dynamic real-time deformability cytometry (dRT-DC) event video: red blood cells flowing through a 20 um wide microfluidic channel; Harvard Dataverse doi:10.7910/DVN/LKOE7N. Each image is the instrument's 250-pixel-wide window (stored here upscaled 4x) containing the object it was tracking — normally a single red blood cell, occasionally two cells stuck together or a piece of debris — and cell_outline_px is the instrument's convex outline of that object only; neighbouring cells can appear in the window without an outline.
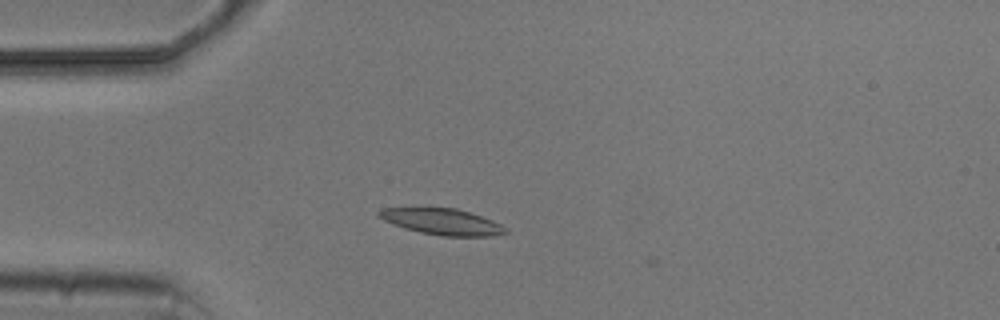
{"species": "common noctule bat (a hibernating species)", "species_latin": "Nyctalus noctula", "temperature_condition": "cold", "stored_images_in_passage": 3, "camera_frame_rate_fps": 3000, "um_per_image_px": 0.085, "animal": {"sex": "male", "body_mass_g": 20.5, "forearm_length_mm": 52.5}, "frame": {"image": 1, "passage_image": 1, "time_ms": 0.0, "image_size_px": [1000, 320], "cell_outline_px": [[508, 232], [492, 236], [440, 236], [420, 232], [404, 228], [384, 220], [376, 216], [376, 212], [380, 208], [412, 204], [424, 204], [456, 208], [492, 220], [508, 228]], "centroid_in_image_um": [37.43, 18.76], "position_along_channel_um": 47.6, "area_um2": 20.52}}
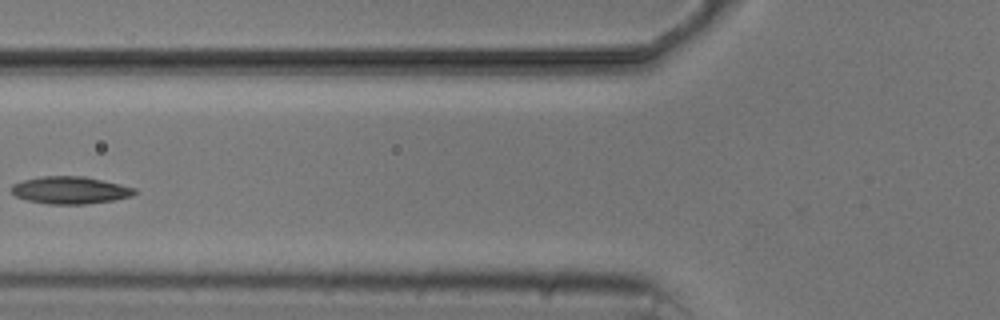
{"frame": {"image": 2, "passage_image": 3, "time_ms": 2.333, "image_size_px": [1000, 320], "cell_outline_px": [[140, 192], [132, 196], [116, 200], [84, 204], [48, 204], [28, 200], [16, 196], [12, 192], [12, 184], [24, 180], [44, 176], [84, 176], [120, 184], [136, 188]], "centroid_in_image_um": [6.03, 16.17], "position_along_channel_um": 119.8, "area_um2": 19.65}}